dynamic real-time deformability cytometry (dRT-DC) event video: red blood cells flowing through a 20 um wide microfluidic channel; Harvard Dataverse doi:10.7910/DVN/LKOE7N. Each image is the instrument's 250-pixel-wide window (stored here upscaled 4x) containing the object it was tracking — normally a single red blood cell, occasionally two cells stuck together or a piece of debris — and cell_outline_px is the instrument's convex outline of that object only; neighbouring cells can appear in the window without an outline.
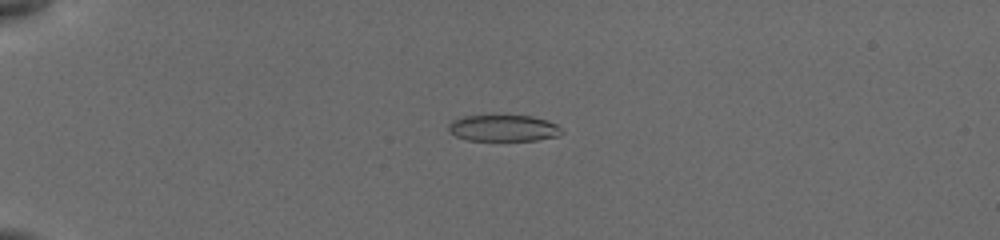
{"species": "common noctule bat (a hibernating species)", "species_latin": "Nyctalus noctula", "temperature_condition": "cold", "stored_images_in_passage": 50, "camera_frame_rate_fps": 3000, "um_per_image_px": 0.085, "animal": {"sex": "female", "body_mass_g": 19.5, "forearm_length_mm": 54.1}, "frame": {"image": 1, "passage_image": 3, "time_ms": 0.667, "image_size_px": [1000, 240], "cell_outline_px": [[564, 132], [556, 136], [536, 140], [468, 140], [456, 136], [448, 132], [448, 124], [452, 120], [464, 116], [532, 116], [548, 120], [556, 124]], "centroid_in_image_um": [42.77, 10.89], "position_along_channel_um": 42.2, "area_um2": 17.34}}
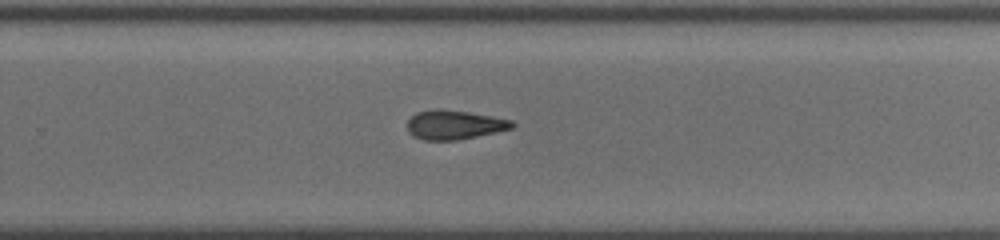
{"frame": {"image": 2, "passage_image": 28, "time_ms": 8.333, "image_size_px": [1000, 240], "cell_outline_px": [[516, 124], [512, 128], [496, 132], [456, 140], [424, 140], [412, 136], [408, 132], [408, 120], [416, 112], [436, 108], [468, 112], [512, 120]], "centroid_in_image_um": [38.59, 10.6], "position_along_channel_um": 291.2, "area_um2": 17.74}}
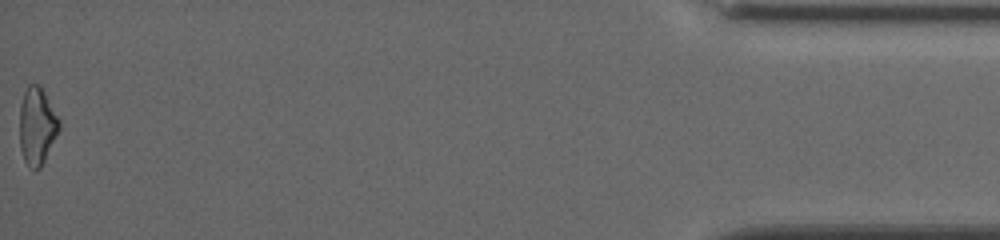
{"frame": {"image": 3, "passage_image": 49, "time_ms": 14.0, "image_size_px": [1000, 240], "cell_outline_px": [[60, 128], [40, 168], [36, 168], [28, 164], [24, 160], [20, 148], [20, 104], [24, 92], [28, 84], [40, 84], [60, 120]], "centroid_in_image_um": [3.14, 10.65], "position_along_channel_um": 432.1, "area_um2": 17.57}, "authors_computed_cell_mechanics": {"area_um2": 18.0914, "velocity_mm_per_s": 3.9176, "shape_relaxation_time_tau1_ms": null, "shape_relaxation_time_tau2_ms": 3.7679, "deformation_change_tau1": null, "deformation_change_tau2": 0.1382}}